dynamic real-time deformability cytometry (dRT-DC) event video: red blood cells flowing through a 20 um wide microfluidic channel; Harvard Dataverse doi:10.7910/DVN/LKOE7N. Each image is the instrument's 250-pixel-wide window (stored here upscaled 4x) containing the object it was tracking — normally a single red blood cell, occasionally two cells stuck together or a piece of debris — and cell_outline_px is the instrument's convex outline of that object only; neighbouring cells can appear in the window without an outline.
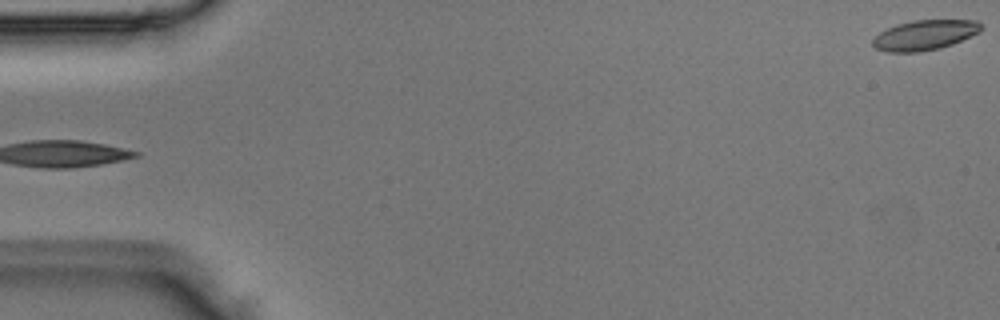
{"species": "Egyptian fruit bat (a non-hibernating species)", "species_latin": "Rousettus aegyptiacus", "temperature_condition": "room temperature", "stored_images_in_passage": 5, "segment_of_instrument_passage": [2, 2], "camera_frame_rate_fps": 3000, "um_per_image_px": 0.085, "animal": {"sex": "male"}, "frame": {"image": 1, "passage_image": 5, "time_ms": 1.333, "image_size_px": [1000, 320], "cell_outline_px": [[984, 28], [980, 32], [952, 44], [940, 48], [920, 52], [888, 52], [876, 48], [872, 44], [872, 40], [880, 32], [896, 24], [912, 20], [976, 20], [984, 24]], "centroid_in_image_um": [78.64, 2.97], "position_along_channel_um": 6.4, "area_um2": 19.07}}